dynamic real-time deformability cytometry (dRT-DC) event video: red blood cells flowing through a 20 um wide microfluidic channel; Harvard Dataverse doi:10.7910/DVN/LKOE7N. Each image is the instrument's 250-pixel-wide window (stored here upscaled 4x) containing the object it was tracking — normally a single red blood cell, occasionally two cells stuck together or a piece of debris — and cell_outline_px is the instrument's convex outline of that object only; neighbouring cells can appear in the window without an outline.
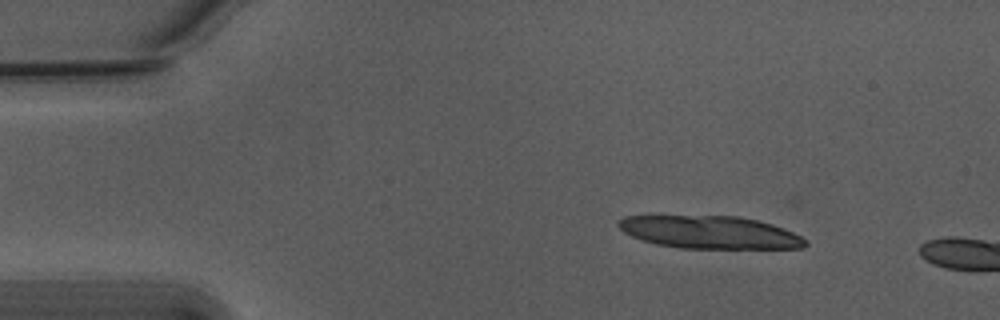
{"species": "Egyptian fruit bat (a non-hibernating species)", "species_latin": "Rousettus aegyptiacus", "temperature_condition": "warm", "stored_images_in_passage": 23, "camera_frame_rate_fps": 3000, "um_per_image_px": 0.085, "animal": {"sex": "male"}, "frame": {"image": 1, "passage_image": 7, "time_ms": 2.0, "image_size_px": [1000, 320], "cell_outline_px": [[808, 244], [804, 248], [680, 248], [656, 244], [632, 236], [624, 232], [616, 224], [616, 220], [624, 216], [740, 216], [772, 224], [792, 232], [808, 240]], "centroid_in_image_um": [60.33, 19.74], "position_along_channel_um": 24.7, "area_um2": 35.55}}
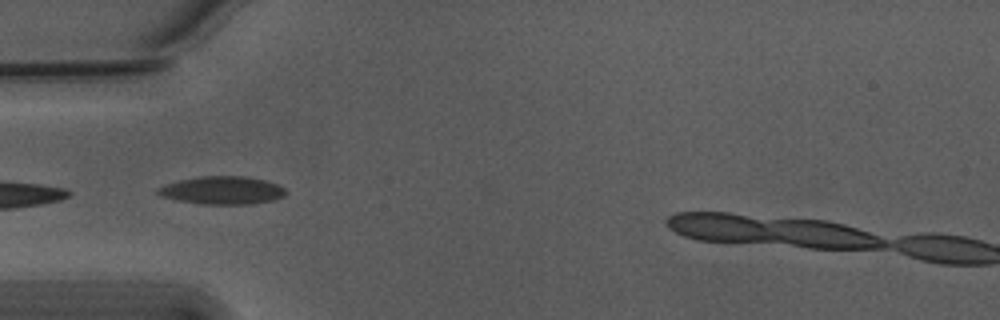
{"frame": {"image": 2, "passage_image": 17, "time_ms": 5.333, "image_size_px": [1000, 320], "cell_outline_px": [[288, 192], [284, 196], [272, 200], [252, 204], [200, 204], [160, 196], [156, 192], [156, 188], [164, 184], [196, 176], [244, 176], [264, 180], [280, 184]], "centroid_in_image_um": [18.89, 16.17], "position_along_channel_um": 66.1, "area_um2": 20.98}}